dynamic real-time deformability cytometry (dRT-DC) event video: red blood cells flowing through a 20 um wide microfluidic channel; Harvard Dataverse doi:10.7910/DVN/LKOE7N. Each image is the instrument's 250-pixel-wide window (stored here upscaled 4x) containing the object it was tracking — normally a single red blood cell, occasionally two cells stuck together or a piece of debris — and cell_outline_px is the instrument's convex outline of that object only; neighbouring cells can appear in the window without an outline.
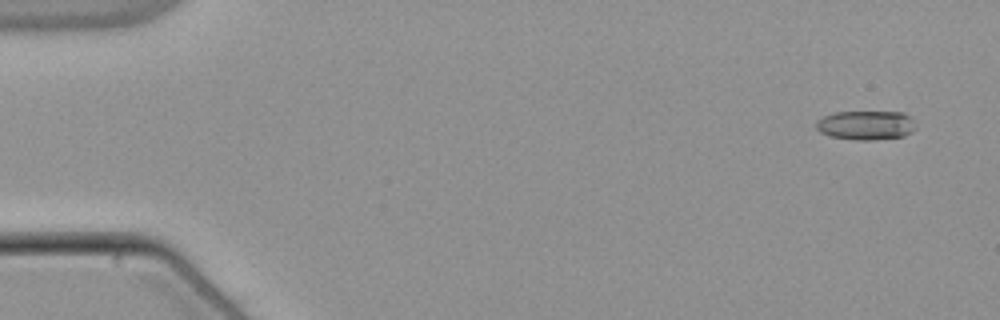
{"species": "common noctule bat (a hibernating species)", "species_latin": "Nyctalus noctula", "temperature_condition": "warm", "stored_images_in_passage": 52, "camera_frame_rate_fps": 3000, "um_per_image_px": 0.085, "animal": {"sex": "male", "body_mass_g": 21.5, "forearm_length_mm": 52.0}, "frame": {"image": 1, "passage_image": 1, "time_ms": 0.0, "image_size_px": [1000, 320], "cell_outline_px": [[916, 128], [912, 132], [904, 136], [876, 140], [856, 140], [828, 136], [820, 132], [816, 128], [816, 120], [824, 116], [836, 112], [904, 112], [912, 116]], "centroid_in_image_um": [73.63, 10.65], "position_along_channel_um": 11.4, "area_um2": 17.22}}
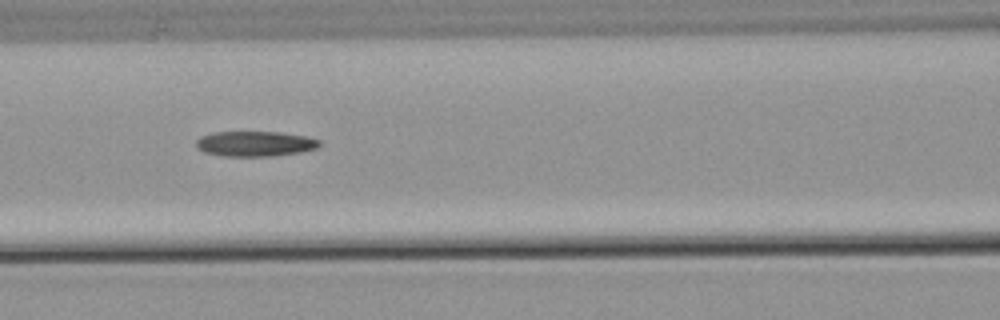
{"frame": {"image": 2, "passage_image": 22, "time_ms": 7.0, "image_size_px": [1000, 320], "cell_outline_px": [[320, 144], [316, 148], [300, 152], [272, 156], [224, 156], [204, 152], [196, 148], [196, 140], [200, 136], [212, 132], [280, 132], [304, 136], [320, 140]], "centroid_in_image_um": [21.63, 12.21], "position_along_channel_um": 145.0, "area_um2": 18.09}}
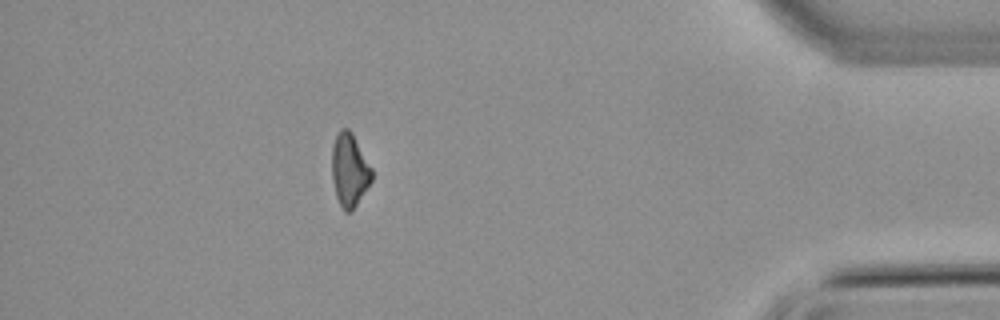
{"frame": {"image": 3, "passage_image": 46, "time_ms": 15.0, "image_size_px": [1000, 320], "cell_outline_px": [[372, 180], [352, 212], [344, 212], [336, 196], [332, 180], [332, 144], [340, 128], [348, 128], [352, 132], [372, 168]], "centroid_in_image_um": [29.7, 14.45], "position_along_channel_um": 405.5, "area_um2": 17.11}}